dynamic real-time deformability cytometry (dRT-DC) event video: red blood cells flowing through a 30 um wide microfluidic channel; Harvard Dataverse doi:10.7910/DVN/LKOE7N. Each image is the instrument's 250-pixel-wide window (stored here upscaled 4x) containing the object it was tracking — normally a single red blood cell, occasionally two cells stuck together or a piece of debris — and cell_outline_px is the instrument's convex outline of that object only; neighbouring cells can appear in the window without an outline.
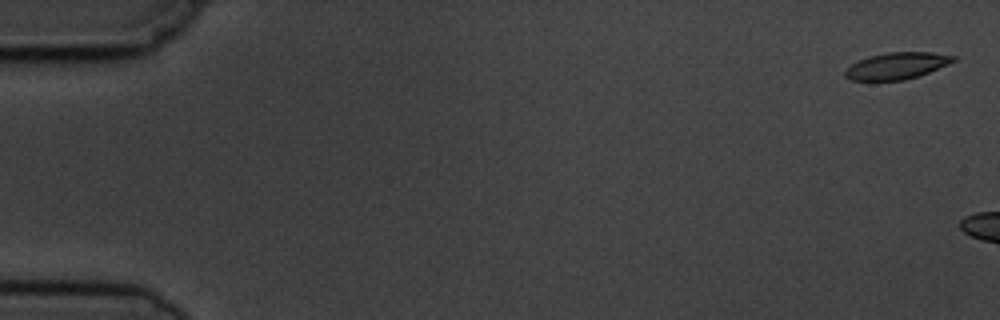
{"species": "common noctule bat (a hibernating species)", "species_latin": "Nyctalus noctula", "temperature_condition": "cold", "stored_images_in_passage": 3, "camera_frame_rate_fps": 3000, "um_per_image_px": 0.085, "animal": {"sex": "male", "body_mass_g": 19.5, "forearm_length_mm": 54.6}, "frame": {"image": 1, "passage_image": 1, "time_ms": 0.0, "image_size_px": [1000, 320], "cell_outline_px": [[956, 60], [948, 64], [928, 72], [904, 80], [848, 80], [844, 76], [844, 72], [852, 64], [860, 60], [872, 56], [888, 52], [932, 52], [956, 56]], "centroid_in_image_um": [76.23, 5.59], "position_along_channel_um": 8.8, "area_um2": 16.53}}